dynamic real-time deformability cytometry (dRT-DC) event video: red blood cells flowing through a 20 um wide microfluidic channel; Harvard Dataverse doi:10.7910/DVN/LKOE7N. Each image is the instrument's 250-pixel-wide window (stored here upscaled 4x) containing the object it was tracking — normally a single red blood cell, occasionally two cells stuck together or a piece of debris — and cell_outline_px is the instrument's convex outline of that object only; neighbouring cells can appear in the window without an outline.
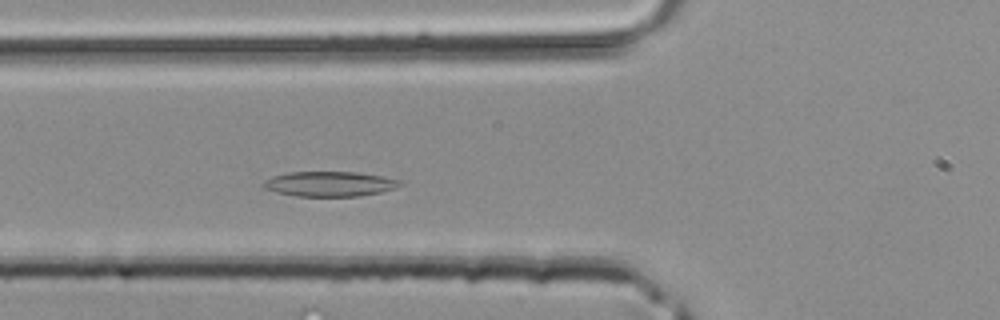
{"species": "common noctule bat (a hibernating species)", "species_latin": "Nyctalus noctula", "temperature_condition": "room temperature", "stored_images_in_passage": 36, "camera_frame_rate_fps": 3000, "um_per_image_px": 0.085, "animal": {"sex": "male", "body_mass_g": 20.4}, "frame": {"image": 1, "passage_image": 10, "time_ms": 3.0, "image_size_px": [1000, 320], "cell_outline_px": [[400, 184], [396, 188], [380, 192], [360, 196], [296, 196], [276, 192], [264, 188], [260, 184], [264, 180], [272, 176], [288, 172], [356, 172], [380, 176], [400, 180]], "centroid_in_image_um": [27.96, 15.63], "position_along_channel_um": 97.8, "area_um2": 19.83}}
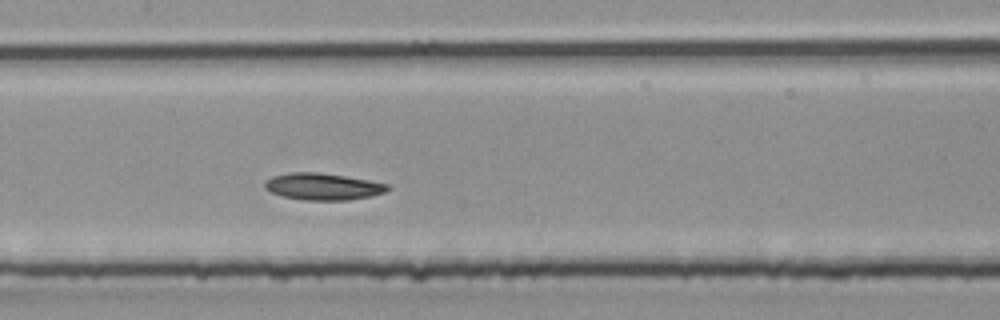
{"frame": {"image": 2, "passage_image": 15, "time_ms": 4.667, "image_size_px": [1000, 320], "cell_outline_px": [[392, 188], [384, 192], [372, 196], [348, 200], [304, 200], [284, 196], [272, 192], [264, 188], [264, 184], [272, 176], [292, 172], [316, 172], [344, 176], [368, 180], [388, 184]], "centroid_in_image_um": [27.47, 15.86], "position_along_channel_um": 179.9, "area_um2": 19.02}}
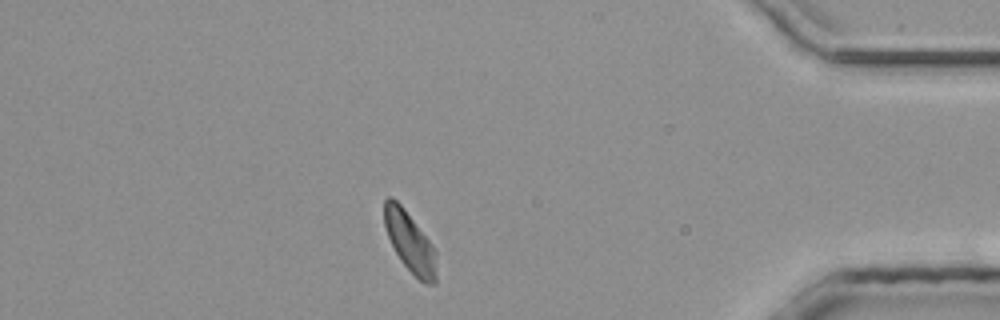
{"frame": {"image": 3, "passage_image": 31, "time_ms": 10.0, "image_size_px": [1000, 320], "cell_outline_px": [[436, 284], [424, 284], [400, 260], [388, 236], [384, 224], [384, 200], [388, 196], [392, 196], [404, 208], [428, 240], [436, 252]], "centroid_in_image_um": [34.83, 20.57], "position_along_channel_um": 400.4, "area_um2": 17.98}}